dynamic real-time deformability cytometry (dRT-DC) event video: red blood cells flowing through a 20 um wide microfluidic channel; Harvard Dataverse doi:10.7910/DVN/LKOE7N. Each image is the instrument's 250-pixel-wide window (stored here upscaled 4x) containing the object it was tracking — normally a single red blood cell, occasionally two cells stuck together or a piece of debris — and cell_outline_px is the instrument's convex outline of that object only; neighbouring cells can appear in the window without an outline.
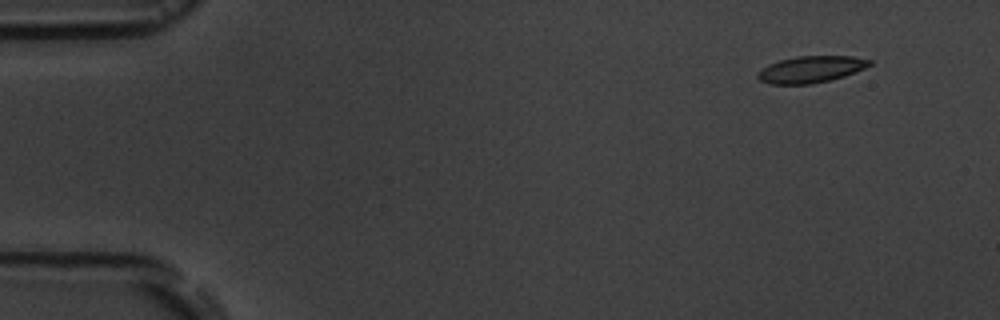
{"species": "common noctule bat (a hibernating species)", "species_latin": "Nyctalus noctula", "temperature_condition": "room temperature", "stored_images_in_passage": 5, "camera_frame_rate_fps": 3000, "um_per_image_px": 0.085, "animal": {"sex": "male", "body_mass_g": 19.5, "forearm_length_mm": 54.6}, "frame": {"image": 1, "passage_image": 1, "time_ms": 0.0, "image_size_px": [1000, 320], "cell_outline_px": [[872, 64], [864, 68], [844, 76], [832, 80], [812, 84], [772, 84], [760, 80], [756, 76], [756, 72], [768, 64], [780, 60], [796, 56], [852, 56], [872, 60]], "centroid_in_image_um": [68.91, 5.89], "position_along_channel_um": 16.1, "area_um2": 17.46}}
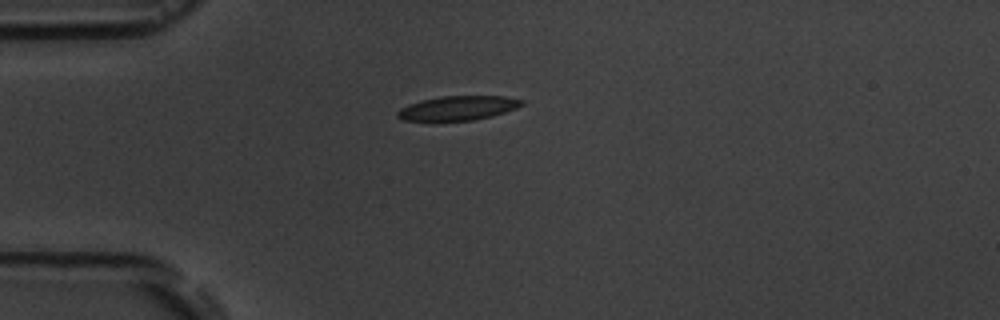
{"frame": {"image": 2, "passage_image": 4, "time_ms": 3.333, "image_size_px": [1000, 320], "cell_outline_px": [[524, 104], [516, 108], [492, 116], [472, 120], [432, 124], [400, 120], [396, 116], [396, 112], [400, 108], [408, 104], [420, 100], [440, 96], [504, 96], [524, 100]], "centroid_in_image_um": [38.79, 9.24], "position_along_channel_um": 46.2, "area_um2": 18.61}}